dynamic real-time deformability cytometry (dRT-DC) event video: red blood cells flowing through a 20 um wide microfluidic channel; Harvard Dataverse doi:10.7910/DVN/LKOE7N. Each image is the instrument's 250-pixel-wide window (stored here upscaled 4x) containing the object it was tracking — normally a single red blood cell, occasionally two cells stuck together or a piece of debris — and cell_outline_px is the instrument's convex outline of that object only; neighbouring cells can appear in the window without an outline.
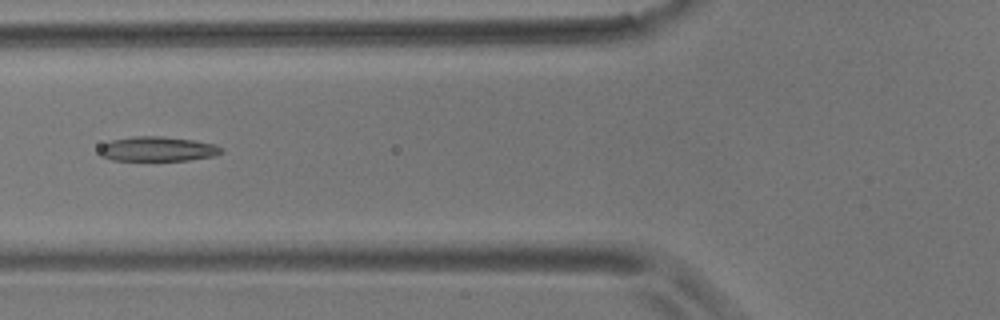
{"species": "common noctule bat (a hibernating species)", "species_latin": "Nyctalus noctula", "temperature_condition": "room temperature", "stored_images_in_passage": 8, "camera_frame_rate_fps": 3000, "um_per_image_px": 0.085, "animal": {"sex": "male", "body_mass_g": 17.9}, "frame": {"image": 1, "passage_image": 6, "time_ms": 5.667, "image_size_px": [1000, 320], "cell_outline_px": [[224, 152], [212, 156], [188, 160], [112, 160], [100, 156], [96, 152], [104, 144], [112, 140], [132, 136], [160, 136], [192, 140], [212, 144], [224, 148]], "centroid_in_image_um": [13.35, 12.66], "position_along_channel_um": 112.4, "area_um2": 17.46}}
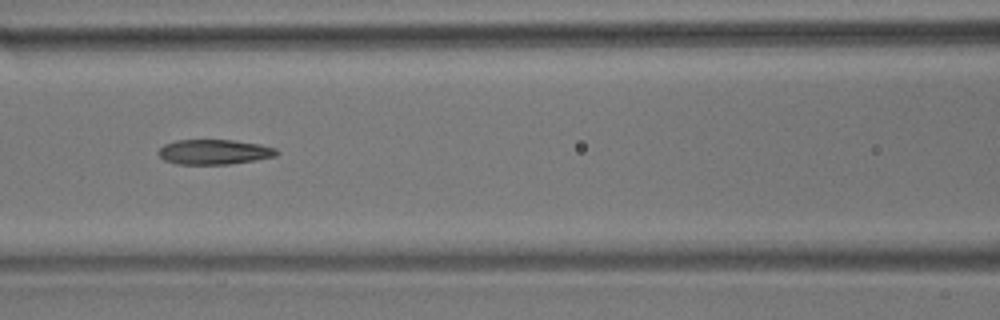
{"frame": {"image": 2, "passage_image": 7, "time_ms": 6.667, "image_size_px": [1000, 320], "cell_outline_px": [[280, 152], [276, 156], [256, 160], [228, 164], [176, 164], [164, 160], [156, 152], [164, 144], [176, 140], [232, 140], [260, 144], [276, 148]], "centroid_in_image_um": [18.21, 12.91], "position_along_channel_um": 148.4, "area_um2": 17.28}}
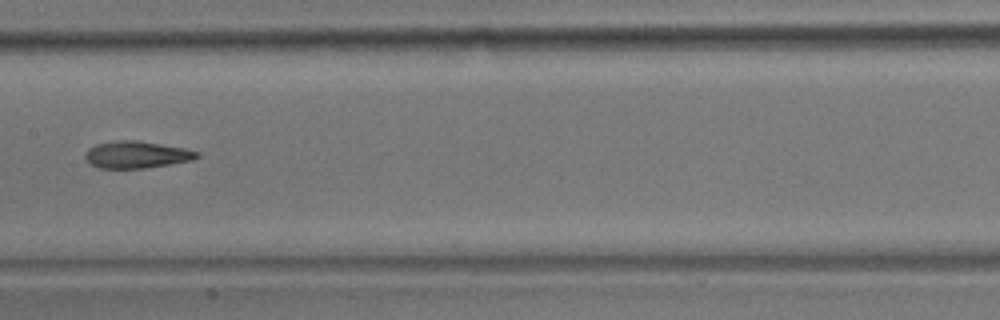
{"frame": {"image": 3, "passage_image": 8, "time_ms": 8.0, "image_size_px": [1000, 320], "cell_outline_px": [[200, 156], [192, 160], [172, 164], [144, 168], [100, 168], [88, 164], [84, 156], [84, 152], [88, 148], [96, 144], [116, 140], [136, 140], [184, 148], [200, 152]], "centroid_in_image_um": [11.58, 13.15], "position_along_channel_um": 195.8, "area_um2": 17.74}}